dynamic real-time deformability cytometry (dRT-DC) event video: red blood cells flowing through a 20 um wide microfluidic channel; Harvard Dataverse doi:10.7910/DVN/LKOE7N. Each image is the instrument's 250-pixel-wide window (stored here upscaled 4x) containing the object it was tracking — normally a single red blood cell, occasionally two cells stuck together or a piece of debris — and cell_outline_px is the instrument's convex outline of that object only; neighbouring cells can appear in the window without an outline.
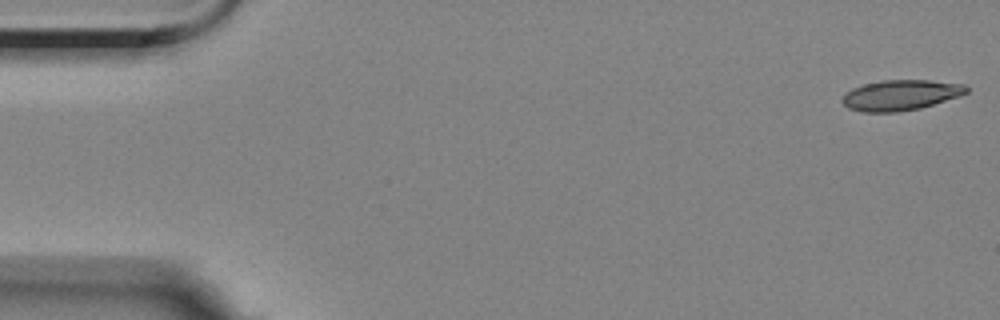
{"species": "Egyptian fruit bat (a non-hibernating species)", "species_latin": "Rousettus aegyptiacus", "temperature_condition": "room temperature", "stored_images_in_passage": 53, "camera_frame_rate_fps": 3000, "um_per_image_px": 0.085, "animal": {"sex": "female"}, "frame": {"image": 1, "passage_image": 1, "time_ms": 0.0, "image_size_px": [1000, 320], "cell_outline_px": [[968, 92], [960, 96], [920, 108], [896, 112], [860, 112], [848, 108], [840, 100], [852, 88], [864, 84], [880, 80], [928, 80], [964, 84], [968, 88]], "centroid_in_image_um": [76.55, 8.08], "position_along_channel_um": 8.5, "area_um2": 22.02}}
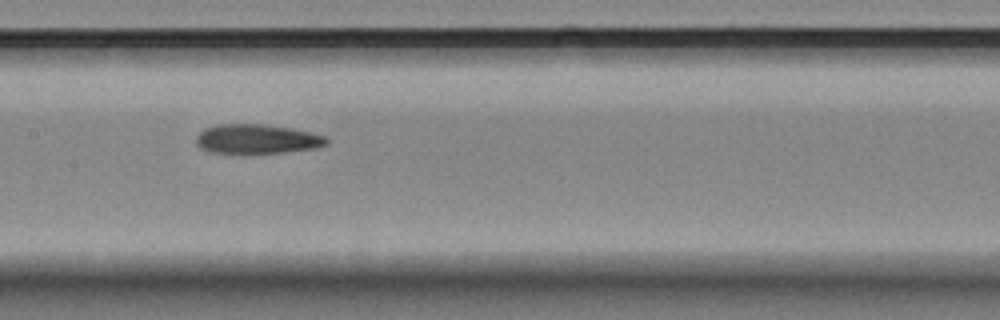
{"frame": {"image": 2, "passage_image": 27, "time_ms": 8.667, "image_size_px": [1000, 320], "cell_outline_px": [[328, 144], [316, 148], [284, 152], [208, 152], [200, 148], [196, 144], [196, 136], [204, 128], [216, 124], [264, 124], [292, 128], [312, 132], [328, 136]], "centroid_in_image_um": [21.86, 11.79], "position_along_channel_um": 185.5, "area_um2": 22.37}}
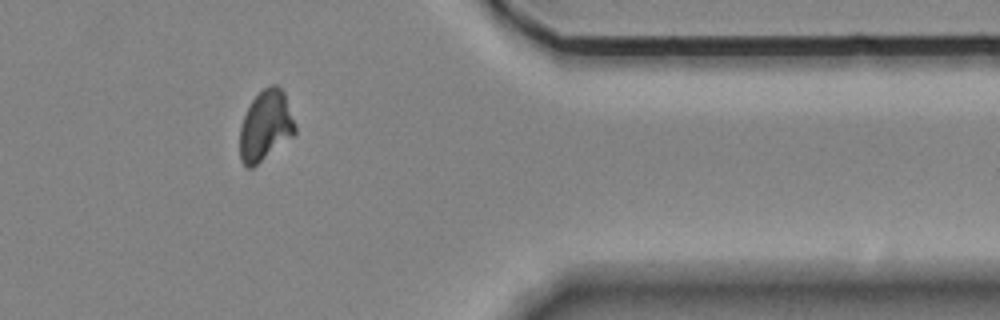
{"frame": {"image": 3, "passage_image": 46, "time_ms": 15.0, "image_size_px": [1000, 320], "cell_outline_px": [[296, 132], [292, 136], [252, 168], [248, 168], [240, 160], [240, 124], [252, 100], [264, 88], [272, 84], [276, 84], [284, 92], [296, 124]], "centroid_in_image_um": [22.57, 10.68], "position_along_channel_um": 388.8, "area_um2": 22.43}, "authors_computed_cell_mechanics": {"area_um2": 22.7154, "velocity_mm_per_s": 3.5138, "shape_relaxation_time_tau1_ms": 10.662, "shape_relaxation_time_tau2_ms": 4.0413, "deformation_change_tau1": 0.1963, "deformation_change_tau2": 0.0966}}